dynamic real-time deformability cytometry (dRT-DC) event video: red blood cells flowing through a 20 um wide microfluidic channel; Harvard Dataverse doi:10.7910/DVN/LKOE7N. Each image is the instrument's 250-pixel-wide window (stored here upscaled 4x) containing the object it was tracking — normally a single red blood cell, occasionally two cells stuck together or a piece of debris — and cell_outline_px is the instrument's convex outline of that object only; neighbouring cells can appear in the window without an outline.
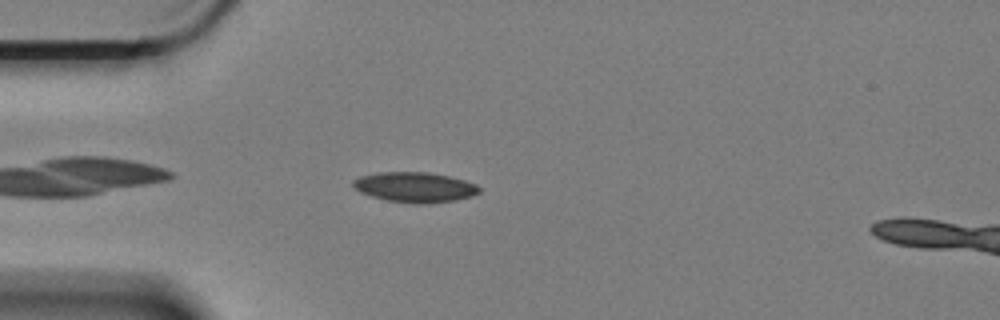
{"species": "Egyptian fruit bat (a non-hibernating species)", "species_latin": "Rousettus aegyptiacus", "temperature_condition": "cold", "stored_images_in_passage": 47, "camera_frame_rate_fps": 3000, "um_per_image_px": 0.085, "animal": {"sex": "female"}, "frame": {"image": 1, "passage_image": 4, "time_ms": 1.0, "image_size_px": [1000, 320], "cell_outline_px": [[480, 192], [472, 196], [456, 200], [424, 204], [416, 204], [388, 200], [372, 196], [360, 192], [352, 184], [352, 180], [360, 176], [380, 172], [428, 172], [448, 176], [464, 180], [476, 184], [480, 188]], "centroid_in_image_um": [35.27, 15.91], "position_along_channel_um": 49.7, "area_um2": 22.08}}
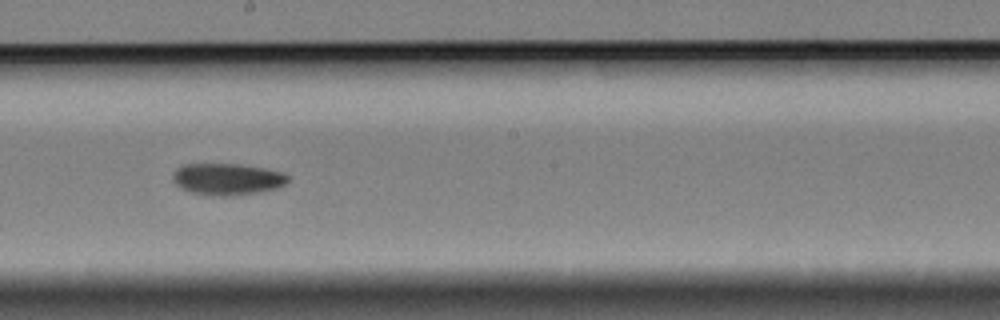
{"frame": {"image": 2, "passage_image": 21, "time_ms": 6.667, "image_size_px": [1000, 320], "cell_outline_px": [[288, 180], [284, 184], [276, 188], [260, 192], [232, 196], [208, 196], [192, 192], [180, 188], [172, 180], [172, 172], [176, 168], [184, 164], [240, 164], [264, 168], [280, 172], [288, 176]], "centroid_in_image_um": [19.26, 15.23], "position_along_channel_um": 228.9, "area_um2": 21.39}}
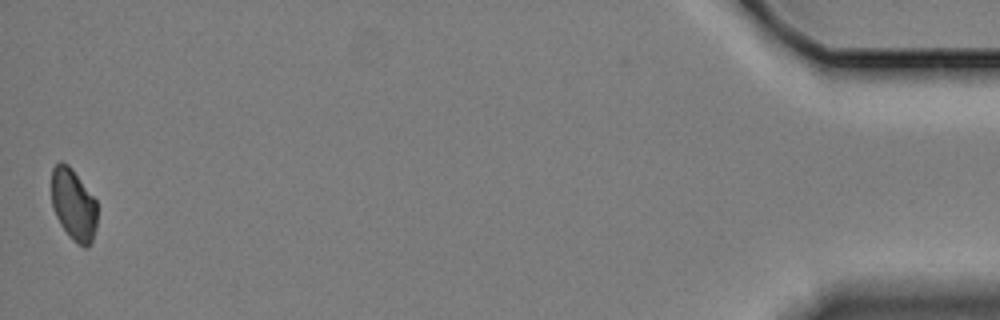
{"frame": {"image": 3, "passage_image": 47, "time_ms": 15.333, "image_size_px": [1000, 320], "cell_outline_px": [[96, 228], [92, 240], [88, 248], [84, 248], [72, 240], [68, 236], [60, 224], [52, 208], [52, 168], [60, 160], [68, 164], [72, 168], [96, 200]], "centroid_in_image_um": [6.24, 17.41], "position_along_channel_um": 429.0, "area_um2": 19.25}, "authors_computed_cell_mechanics": {"area_um2": 21.097, "velocity_mm_per_s": 3.3504, "shape_relaxation_time_tau1_ms": null, "shape_relaxation_time_tau2_ms": 9.5783, "deformation_change_tau1": null, "deformation_change_tau2": 0.1087}}